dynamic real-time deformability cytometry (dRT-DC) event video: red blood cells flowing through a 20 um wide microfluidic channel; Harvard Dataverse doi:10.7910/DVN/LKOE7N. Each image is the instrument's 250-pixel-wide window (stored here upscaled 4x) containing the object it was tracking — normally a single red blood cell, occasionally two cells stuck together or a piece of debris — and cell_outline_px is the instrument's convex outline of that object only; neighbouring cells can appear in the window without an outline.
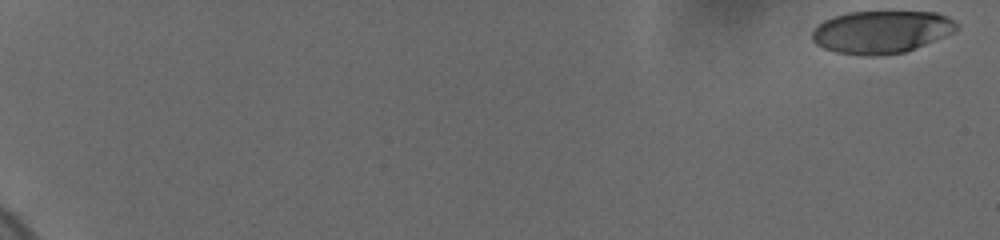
{"species": "human", "species_latin": "Homo sapiens", "temperature_condition": "cold", "stored_images_in_passage": 36, "camera_frame_rate_fps": 3000, "um_per_image_px": 0.085, "donor": {"sex": "female"}, "frame": {"image": 1, "passage_image": 1, "time_ms": 0.0, "image_size_px": [1000, 240], "cell_outline_px": [[960, 28], [956, 32], [904, 52], [872, 56], [864, 56], [836, 52], [824, 48], [816, 44], [812, 40], [812, 32], [824, 20], [848, 12], [936, 12], [948, 16], [956, 20], [960, 24]], "centroid_in_image_um": [74.98, 2.71], "position_along_channel_um": 10.0, "area_um2": 35.95}}
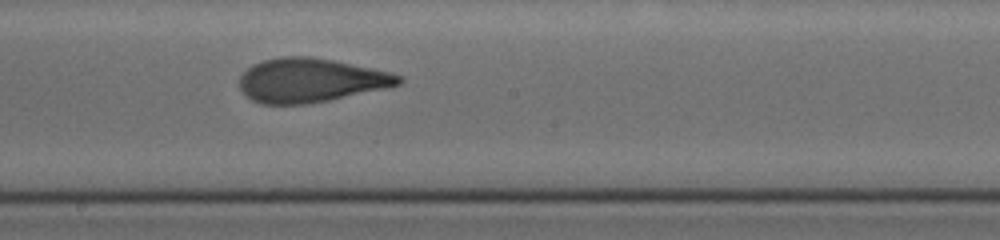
{"frame": {"image": 2, "passage_image": 19, "time_ms": 11.667, "image_size_px": [1000, 240], "cell_outline_px": [[404, 80], [400, 84], [384, 88], [328, 100], [308, 104], [260, 104], [244, 96], [240, 88], [240, 76], [252, 64], [264, 60], [280, 56], [308, 56], [332, 60], [392, 72], [404, 76]], "centroid_in_image_um": [26.38, 6.82], "position_along_channel_um": 221.8, "area_um2": 40.81}}
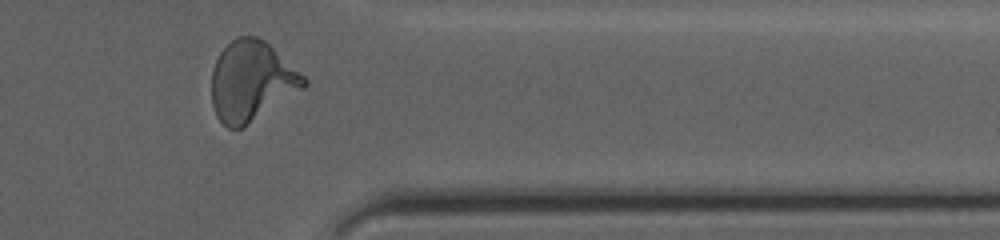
{"frame": {"image": 3, "passage_image": 33, "time_ms": 16.333, "image_size_px": [1000, 240], "cell_outline_px": [[308, 84], [304, 88], [240, 128], [228, 128], [216, 116], [212, 104], [212, 68], [220, 52], [236, 36], [256, 36], [264, 40], [304, 76], [308, 80]], "centroid_in_image_um": [21.36, 6.88], "position_along_channel_um": 390.0, "area_um2": 42.31}, "authors_computed_cell_mechanics": {"area_um2": 39.9398, "velocity_mm_per_s": 3.6882, "shape_relaxation_time_tau1_ms": 4.2952, "shape_relaxation_time_tau2_ms": 0.8172, "deformation_change_tau1": 0.1702, "deformation_change_tau2": 0.0753}}